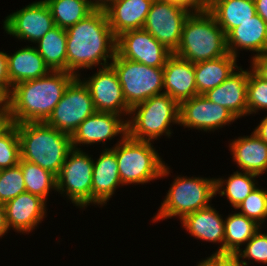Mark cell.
<instances>
[{"mask_svg":"<svg viewBox=\"0 0 267 266\" xmlns=\"http://www.w3.org/2000/svg\"><path fill=\"white\" fill-rule=\"evenodd\" d=\"M65 30L67 72L78 77L81 69L92 70L94 66L103 68L111 64L116 55L117 37L110 28L105 10H94Z\"/></svg>","mask_w":267,"mask_h":266,"instance_id":"cell-1","label":"cell"},{"mask_svg":"<svg viewBox=\"0 0 267 266\" xmlns=\"http://www.w3.org/2000/svg\"><path fill=\"white\" fill-rule=\"evenodd\" d=\"M75 77L70 72L50 71L46 76L14 85L7 98L13 124L45 122Z\"/></svg>","mask_w":267,"mask_h":266,"instance_id":"cell-2","label":"cell"},{"mask_svg":"<svg viewBox=\"0 0 267 266\" xmlns=\"http://www.w3.org/2000/svg\"><path fill=\"white\" fill-rule=\"evenodd\" d=\"M16 127L21 159L37 164L57 177L72 149L71 135L45 122L19 123Z\"/></svg>","mask_w":267,"mask_h":266,"instance_id":"cell-3","label":"cell"},{"mask_svg":"<svg viewBox=\"0 0 267 266\" xmlns=\"http://www.w3.org/2000/svg\"><path fill=\"white\" fill-rule=\"evenodd\" d=\"M174 54L194 64L228 54L226 35L208 10L190 13Z\"/></svg>","mask_w":267,"mask_h":266,"instance_id":"cell-4","label":"cell"},{"mask_svg":"<svg viewBox=\"0 0 267 266\" xmlns=\"http://www.w3.org/2000/svg\"><path fill=\"white\" fill-rule=\"evenodd\" d=\"M115 151L122 185H140L170 174L151 141L136 140L128 135L117 141Z\"/></svg>","mask_w":267,"mask_h":266,"instance_id":"cell-5","label":"cell"},{"mask_svg":"<svg viewBox=\"0 0 267 266\" xmlns=\"http://www.w3.org/2000/svg\"><path fill=\"white\" fill-rule=\"evenodd\" d=\"M179 112L180 104L168 94L154 95L130 109L127 135L152 143L162 135L170 138L172 124L179 125Z\"/></svg>","mask_w":267,"mask_h":266,"instance_id":"cell-6","label":"cell"},{"mask_svg":"<svg viewBox=\"0 0 267 266\" xmlns=\"http://www.w3.org/2000/svg\"><path fill=\"white\" fill-rule=\"evenodd\" d=\"M166 196L152 218V223L169 218H180L210 205L216 197L215 178L176 176Z\"/></svg>","mask_w":267,"mask_h":266,"instance_id":"cell-7","label":"cell"},{"mask_svg":"<svg viewBox=\"0 0 267 266\" xmlns=\"http://www.w3.org/2000/svg\"><path fill=\"white\" fill-rule=\"evenodd\" d=\"M110 65L118 75L124 98L130 109L154 95L164 93L163 68L130 61L121 58L117 53Z\"/></svg>","mask_w":267,"mask_h":266,"instance_id":"cell-8","label":"cell"},{"mask_svg":"<svg viewBox=\"0 0 267 266\" xmlns=\"http://www.w3.org/2000/svg\"><path fill=\"white\" fill-rule=\"evenodd\" d=\"M93 155L72 148L57 176L56 193L66 196L78 208L92 205Z\"/></svg>","mask_w":267,"mask_h":266,"instance_id":"cell-9","label":"cell"},{"mask_svg":"<svg viewBox=\"0 0 267 266\" xmlns=\"http://www.w3.org/2000/svg\"><path fill=\"white\" fill-rule=\"evenodd\" d=\"M76 76L65 89L59 103L45 123L59 131L72 135L87 117L95 112L89 89Z\"/></svg>","mask_w":267,"mask_h":266,"instance_id":"cell-10","label":"cell"},{"mask_svg":"<svg viewBox=\"0 0 267 266\" xmlns=\"http://www.w3.org/2000/svg\"><path fill=\"white\" fill-rule=\"evenodd\" d=\"M191 12L169 0H153L143 29L175 53L181 41L184 22Z\"/></svg>","mask_w":267,"mask_h":266,"instance_id":"cell-11","label":"cell"},{"mask_svg":"<svg viewBox=\"0 0 267 266\" xmlns=\"http://www.w3.org/2000/svg\"><path fill=\"white\" fill-rule=\"evenodd\" d=\"M55 27L51 11L44 0L34 1L5 17L3 29L8 35L20 40L37 43Z\"/></svg>","mask_w":267,"mask_h":266,"instance_id":"cell-12","label":"cell"},{"mask_svg":"<svg viewBox=\"0 0 267 266\" xmlns=\"http://www.w3.org/2000/svg\"><path fill=\"white\" fill-rule=\"evenodd\" d=\"M237 118L228 109L197 95L180 103L179 125L184 128L214 132L229 126Z\"/></svg>","mask_w":267,"mask_h":266,"instance_id":"cell-13","label":"cell"},{"mask_svg":"<svg viewBox=\"0 0 267 266\" xmlns=\"http://www.w3.org/2000/svg\"><path fill=\"white\" fill-rule=\"evenodd\" d=\"M116 53L130 61L163 68L172 54L144 29L128 30L117 36Z\"/></svg>","mask_w":267,"mask_h":266,"instance_id":"cell-14","label":"cell"},{"mask_svg":"<svg viewBox=\"0 0 267 266\" xmlns=\"http://www.w3.org/2000/svg\"><path fill=\"white\" fill-rule=\"evenodd\" d=\"M83 79L89 89L95 111L129 116L130 108L124 98L118 75L111 65L98 68L92 76Z\"/></svg>","mask_w":267,"mask_h":266,"instance_id":"cell-15","label":"cell"},{"mask_svg":"<svg viewBox=\"0 0 267 266\" xmlns=\"http://www.w3.org/2000/svg\"><path fill=\"white\" fill-rule=\"evenodd\" d=\"M124 118L127 119L115 113L95 111L71 135L72 148L81 149L82 145L88 147L98 143L106 145L107 140L118 135L124 138L127 135V120Z\"/></svg>","mask_w":267,"mask_h":266,"instance_id":"cell-16","label":"cell"},{"mask_svg":"<svg viewBox=\"0 0 267 266\" xmlns=\"http://www.w3.org/2000/svg\"><path fill=\"white\" fill-rule=\"evenodd\" d=\"M46 201L27 191L6 202V221L9 230L29 234L46 217Z\"/></svg>","mask_w":267,"mask_h":266,"instance_id":"cell-17","label":"cell"},{"mask_svg":"<svg viewBox=\"0 0 267 266\" xmlns=\"http://www.w3.org/2000/svg\"><path fill=\"white\" fill-rule=\"evenodd\" d=\"M249 70L238 67L223 83L203 96L228 109L237 119L248 116L247 83Z\"/></svg>","mask_w":267,"mask_h":266,"instance_id":"cell-18","label":"cell"},{"mask_svg":"<svg viewBox=\"0 0 267 266\" xmlns=\"http://www.w3.org/2000/svg\"><path fill=\"white\" fill-rule=\"evenodd\" d=\"M122 187L115 151L110 147L102 150L99 158L93 159L92 205L102 207Z\"/></svg>","mask_w":267,"mask_h":266,"instance_id":"cell-19","label":"cell"},{"mask_svg":"<svg viewBox=\"0 0 267 266\" xmlns=\"http://www.w3.org/2000/svg\"><path fill=\"white\" fill-rule=\"evenodd\" d=\"M164 71V90L179 104L197 96L194 63L172 53L166 60Z\"/></svg>","mask_w":267,"mask_h":266,"instance_id":"cell-20","label":"cell"},{"mask_svg":"<svg viewBox=\"0 0 267 266\" xmlns=\"http://www.w3.org/2000/svg\"><path fill=\"white\" fill-rule=\"evenodd\" d=\"M214 206L199 209L180 220L182 227L196 239L221 244L214 254H224L225 228L223 216Z\"/></svg>","mask_w":267,"mask_h":266,"instance_id":"cell-21","label":"cell"},{"mask_svg":"<svg viewBox=\"0 0 267 266\" xmlns=\"http://www.w3.org/2000/svg\"><path fill=\"white\" fill-rule=\"evenodd\" d=\"M226 45L235 57L240 50L253 51L254 56L267 52V23L256 14L226 35Z\"/></svg>","mask_w":267,"mask_h":266,"instance_id":"cell-22","label":"cell"},{"mask_svg":"<svg viewBox=\"0 0 267 266\" xmlns=\"http://www.w3.org/2000/svg\"><path fill=\"white\" fill-rule=\"evenodd\" d=\"M230 141L229 151L239 169L255 175L267 172V144L254 132Z\"/></svg>","mask_w":267,"mask_h":266,"instance_id":"cell-23","label":"cell"},{"mask_svg":"<svg viewBox=\"0 0 267 266\" xmlns=\"http://www.w3.org/2000/svg\"><path fill=\"white\" fill-rule=\"evenodd\" d=\"M153 0H116L106 10L111 30L117 37L128 30L143 29Z\"/></svg>","mask_w":267,"mask_h":266,"instance_id":"cell-24","label":"cell"},{"mask_svg":"<svg viewBox=\"0 0 267 266\" xmlns=\"http://www.w3.org/2000/svg\"><path fill=\"white\" fill-rule=\"evenodd\" d=\"M10 92L12 87L20 82L38 79L46 76L50 69L35 46H26L15 53L7 54Z\"/></svg>","mask_w":267,"mask_h":266,"instance_id":"cell-25","label":"cell"},{"mask_svg":"<svg viewBox=\"0 0 267 266\" xmlns=\"http://www.w3.org/2000/svg\"><path fill=\"white\" fill-rule=\"evenodd\" d=\"M237 57L228 53L216 59L194 64L197 94L207 91L223 83L239 66Z\"/></svg>","mask_w":267,"mask_h":266,"instance_id":"cell-26","label":"cell"},{"mask_svg":"<svg viewBox=\"0 0 267 266\" xmlns=\"http://www.w3.org/2000/svg\"><path fill=\"white\" fill-rule=\"evenodd\" d=\"M208 11L225 35L257 14L254 0H219Z\"/></svg>","mask_w":267,"mask_h":266,"instance_id":"cell-27","label":"cell"},{"mask_svg":"<svg viewBox=\"0 0 267 266\" xmlns=\"http://www.w3.org/2000/svg\"><path fill=\"white\" fill-rule=\"evenodd\" d=\"M35 47L50 71L67 72V33L64 28L55 26Z\"/></svg>","mask_w":267,"mask_h":266,"instance_id":"cell-28","label":"cell"},{"mask_svg":"<svg viewBox=\"0 0 267 266\" xmlns=\"http://www.w3.org/2000/svg\"><path fill=\"white\" fill-rule=\"evenodd\" d=\"M224 219V254H236L262 228L239 212L228 214Z\"/></svg>","mask_w":267,"mask_h":266,"instance_id":"cell-29","label":"cell"},{"mask_svg":"<svg viewBox=\"0 0 267 266\" xmlns=\"http://www.w3.org/2000/svg\"><path fill=\"white\" fill-rule=\"evenodd\" d=\"M255 178L258 175L240 170H236L226 179L215 178L216 196H226L230 205L236 209L257 187L258 181Z\"/></svg>","mask_w":267,"mask_h":266,"instance_id":"cell-30","label":"cell"},{"mask_svg":"<svg viewBox=\"0 0 267 266\" xmlns=\"http://www.w3.org/2000/svg\"><path fill=\"white\" fill-rule=\"evenodd\" d=\"M48 5L55 26L67 29L75 25L95 9L88 0H44Z\"/></svg>","mask_w":267,"mask_h":266,"instance_id":"cell-31","label":"cell"},{"mask_svg":"<svg viewBox=\"0 0 267 266\" xmlns=\"http://www.w3.org/2000/svg\"><path fill=\"white\" fill-rule=\"evenodd\" d=\"M21 167L27 192L38 195L47 202V197L52 190H57V177L32 162L20 159Z\"/></svg>","mask_w":267,"mask_h":266,"instance_id":"cell-32","label":"cell"},{"mask_svg":"<svg viewBox=\"0 0 267 266\" xmlns=\"http://www.w3.org/2000/svg\"><path fill=\"white\" fill-rule=\"evenodd\" d=\"M260 187L257 186L235 210L262 227L267 220V190Z\"/></svg>","mask_w":267,"mask_h":266,"instance_id":"cell-33","label":"cell"},{"mask_svg":"<svg viewBox=\"0 0 267 266\" xmlns=\"http://www.w3.org/2000/svg\"><path fill=\"white\" fill-rule=\"evenodd\" d=\"M20 159V141L16 124H13L0 137V170L17 166Z\"/></svg>","mask_w":267,"mask_h":266,"instance_id":"cell-34","label":"cell"},{"mask_svg":"<svg viewBox=\"0 0 267 266\" xmlns=\"http://www.w3.org/2000/svg\"><path fill=\"white\" fill-rule=\"evenodd\" d=\"M25 191V181L19 165L0 170V203L5 204Z\"/></svg>","mask_w":267,"mask_h":266,"instance_id":"cell-35","label":"cell"},{"mask_svg":"<svg viewBox=\"0 0 267 266\" xmlns=\"http://www.w3.org/2000/svg\"><path fill=\"white\" fill-rule=\"evenodd\" d=\"M247 83V106L248 115L256 114L258 111H267V80L259 77L249 67Z\"/></svg>","mask_w":267,"mask_h":266,"instance_id":"cell-36","label":"cell"},{"mask_svg":"<svg viewBox=\"0 0 267 266\" xmlns=\"http://www.w3.org/2000/svg\"><path fill=\"white\" fill-rule=\"evenodd\" d=\"M235 255L244 266H248L249 262L267 264V233H262L260 228L245 244V248H241Z\"/></svg>","mask_w":267,"mask_h":266,"instance_id":"cell-37","label":"cell"},{"mask_svg":"<svg viewBox=\"0 0 267 266\" xmlns=\"http://www.w3.org/2000/svg\"><path fill=\"white\" fill-rule=\"evenodd\" d=\"M0 92L8 98L10 94V79L8 74L7 53L0 51Z\"/></svg>","mask_w":267,"mask_h":266,"instance_id":"cell-38","label":"cell"},{"mask_svg":"<svg viewBox=\"0 0 267 266\" xmlns=\"http://www.w3.org/2000/svg\"><path fill=\"white\" fill-rule=\"evenodd\" d=\"M207 259L214 266H244L235 254H212Z\"/></svg>","mask_w":267,"mask_h":266,"instance_id":"cell-39","label":"cell"},{"mask_svg":"<svg viewBox=\"0 0 267 266\" xmlns=\"http://www.w3.org/2000/svg\"><path fill=\"white\" fill-rule=\"evenodd\" d=\"M250 67L259 77L267 80V52L252 56Z\"/></svg>","mask_w":267,"mask_h":266,"instance_id":"cell-40","label":"cell"},{"mask_svg":"<svg viewBox=\"0 0 267 266\" xmlns=\"http://www.w3.org/2000/svg\"><path fill=\"white\" fill-rule=\"evenodd\" d=\"M172 3L179 4L192 12L202 11L200 0H169Z\"/></svg>","mask_w":267,"mask_h":266,"instance_id":"cell-41","label":"cell"},{"mask_svg":"<svg viewBox=\"0 0 267 266\" xmlns=\"http://www.w3.org/2000/svg\"><path fill=\"white\" fill-rule=\"evenodd\" d=\"M13 125L8 108L0 113V137Z\"/></svg>","mask_w":267,"mask_h":266,"instance_id":"cell-42","label":"cell"},{"mask_svg":"<svg viewBox=\"0 0 267 266\" xmlns=\"http://www.w3.org/2000/svg\"><path fill=\"white\" fill-rule=\"evenodd\" d=\"M254 129V133L267 144V116Z\"/></svg>","mask_w":267,"mask_h":266,"instance_id":"cell-43","label":"cell"},{"mask_svg":"<svg viewBox=\"0 0 267 266\" xmlns=\"http://www.w3.org/2000/svg\"><path fill=\"white\" fill-rule=\"evenodd\" d=\"M9 228L6 221V210L5 205L0 203V238H2L6 233H8Z\"/></svg>","mask_w":267,"mask_h":266,"instance_id":"cell-44","label":"cell"},{"mask_svg":"<svg viewBox=\"0 0 267 266\" xmlns=\"http://www.w3.org/2000/svg\"><path fill=\"white\" fill-rule=\"evenodd\" d=\"M256 13L267 23V0H254Z\"/></svg>","mask_w":267,"mask_h":266,"instance_id":"cell-45","label":"cell"},{"mask_svg":"<svg viewBox=\"0 0 267 266\" xmlns=\"http://www.w3.org/2000/svg\"><path fill=\"white\" fill-rule=\"evenodd\" d=\"M95 10H106L116 0H88Z\"/></svg>","mask_w":267,"mask_h":266,"instance_id":"cell-46","label":"cell"},{"mask_svg":"<svg viewBox=\"0 0 267 266\" xmlns=\"http://www.w3.org/2000/svg\"><path fill=\"white\" fill-rule=\"evenodd\" d=\"M219 0H200L202 5V11L208 10L211 6H213Z\"/></svg>","mask_w":267,"mask_h":266,"instance_id":"cell-47","label":"cell"},{"mask_svg":"<svg viewBox=\"0 0 267 266\" xmlns=\"http://www.w3.org/2000/svg\"><path fill=\"white\" fill-rule=\"evenodd\" d=\"M7 108V98L0 92V113Z\"/></svg>","mask_w":267,"mask_h":266,"instance_id":"cell-48","label":"cell"},{"mask_svg":"<svg viewBox=\"0 0 267 266\" xmlns=\"http://www.w3.org/2000/svg\"><path fill=\"white\" fill-rule=\"evenodd\" d=\"M197 266H214L207 258L199 261Z\"/></svg>","mask_w":267,"mask_h":266,"instance_id":"cell-49","label":"cell"}]
</instances>
